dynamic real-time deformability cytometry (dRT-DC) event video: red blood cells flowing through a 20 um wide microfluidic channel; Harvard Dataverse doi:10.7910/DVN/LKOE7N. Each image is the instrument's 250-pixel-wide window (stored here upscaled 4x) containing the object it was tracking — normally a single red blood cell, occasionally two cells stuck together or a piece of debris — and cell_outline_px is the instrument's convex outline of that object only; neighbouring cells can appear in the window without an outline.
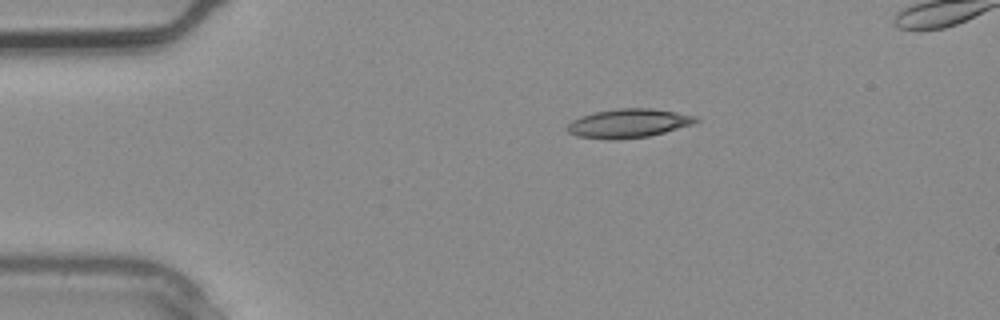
{"species": "common noctule bat (a hibernating species)", "species_latin": "Nyctalus noctula", "temperature_condition": "warm", "stored_images_in_passage": 3, "camera_frame_rate_fps": 3000, "um_per_image_px": 0.085, "animal": {"sex": "male", "body_mass_g": 20.4}, "frame": {"image": 1, "passage_image": 1, "time_ms": 0.0, "image_size_px": [1000, 320], "cell_outline_px": [[700, 120], [692, 124], [664, 132], [648, 136], [616, 140], [612, 140], [576, 136], [568, 132], [568, 124], [572, 120], [580, 116], [596, 112], [620, 108], [652, 108], [676, 112], [696, 116]], "centroid_in_image_um": [53.41, 10.48], "position_along_channel_um": 31.6, "area_um2": 21.5}}